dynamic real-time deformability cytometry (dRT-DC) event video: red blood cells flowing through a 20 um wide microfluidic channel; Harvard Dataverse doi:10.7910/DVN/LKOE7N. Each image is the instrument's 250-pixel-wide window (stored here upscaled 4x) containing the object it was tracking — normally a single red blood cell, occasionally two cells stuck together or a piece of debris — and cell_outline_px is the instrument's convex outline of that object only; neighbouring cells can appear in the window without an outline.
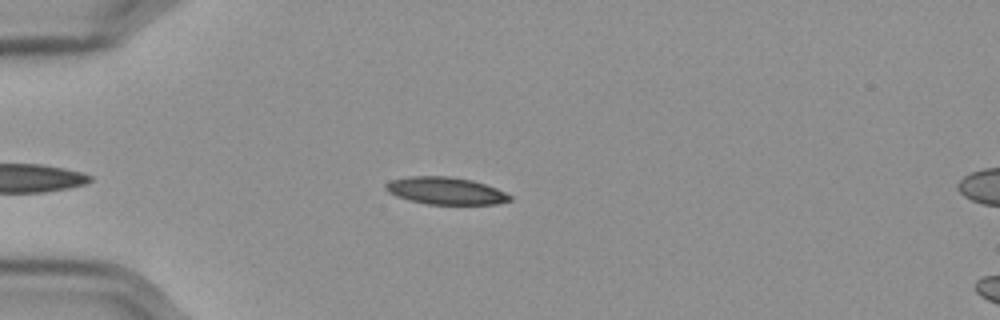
{"species": "Egyptian fruit bat (a non-hibernating species)", "species_latin": "Rousettus aegyptiacus", "temperature_condition": "cold", "stored_images_in_passage": 44, "camera_frame_rate_fps": 3000, "um_per_image_px": 0.085, "frame": {"image": 1, "passage_image": 6, "time_ms": 1.667, "image_size_px": [1000, 320], "cell_outline_px": [[512, 200], [496, 204], [428, 204], [396, 196], [388, 192], [384, 188], [384, 184], [392, 180], [408, 176], [448, 176], [472, 180], [496, 188], [512, 196]], "centroid_in_image_um": [37.87, 16.21], "position_along_channel_um": 47.1, "area_um2": 19.59}}
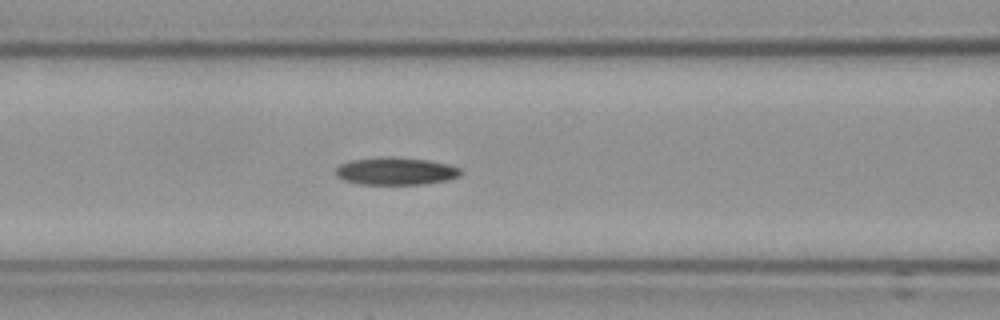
{"frame": {"image": 2, "passage_image": 15, "time_ms": 4.667, "image_size_px": [1000, 320], "cell_outline_px": [[460, 176], [444, 180], [420, 184], [360, 184], [344, 180], [336, 176], [336, 168], [340, 164], [348, 160], [388, 156], [428, 160], [448, 164], [460, 168]], "centroid_in_image_um": [33.59, 14.53], "position_along_channel_um": 133.0, "area_um2": 19.94}}
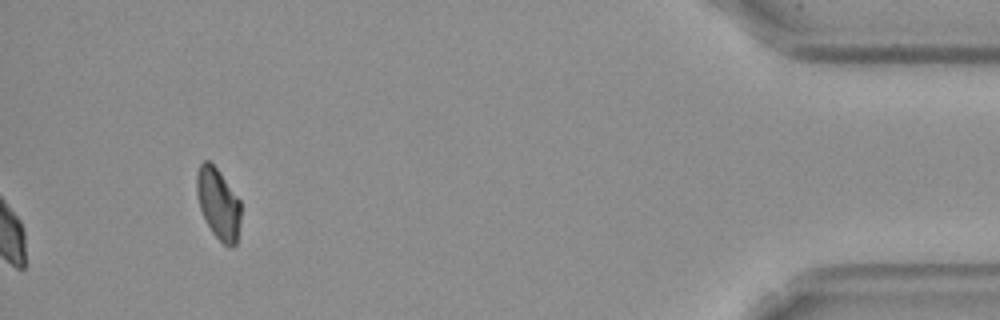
{"frame": {"image": 3, "passage_image": 44, "time_ms": 14.333, "image_size_px": [1000, 320], "cell_outline_px": [[240, 220], [236, 244], [232, 248], [228, 248], [212, 232], [200, 208], [196, 192], [196, 172], [200, 164], [204, 160], [208, 160], [220, 172], [240, 200]], "centroid_in_image_um": [18.55, 17.3], "position_along_channel_um": 416.7, "area_um2": 18.15}}